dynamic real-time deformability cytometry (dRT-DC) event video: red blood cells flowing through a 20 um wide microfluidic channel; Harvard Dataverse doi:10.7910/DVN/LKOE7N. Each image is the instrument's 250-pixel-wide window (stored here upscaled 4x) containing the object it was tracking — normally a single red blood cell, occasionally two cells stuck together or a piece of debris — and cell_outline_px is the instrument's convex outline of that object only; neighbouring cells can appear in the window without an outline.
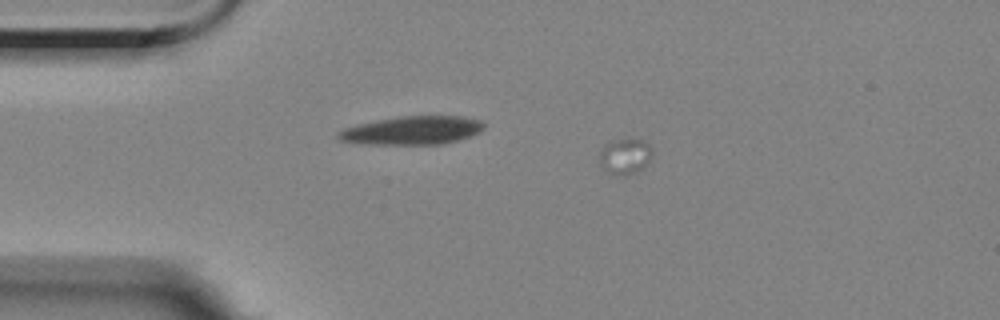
{"species": "Egyptian fruit bat (a non-hibernating species)", "species_latin": "Rousettus aegyptiacus", "temperature_condition": "room temperature", "stored_images_in_passage": 9, "camera_frame_rate_fps": 3000, "um_per_image_px": 0.085, "animal": {"sex": "female"}, "frame": {"image": 1, "passage_image": 1, "time_ms": 0.0, "image_size_px": [1000, 320], "cell_outline_px": [[652, 152], [644, 168], [636, 172], [624, 176], [608, 172], [600, 164], [600, 152], [608, 144], [616, 140], [644, 140], [648, 144]], "centroid_in_image_um": [53.14, 13.31], "position_along_channel_um": 31.9, "area_um2": 10.52}}